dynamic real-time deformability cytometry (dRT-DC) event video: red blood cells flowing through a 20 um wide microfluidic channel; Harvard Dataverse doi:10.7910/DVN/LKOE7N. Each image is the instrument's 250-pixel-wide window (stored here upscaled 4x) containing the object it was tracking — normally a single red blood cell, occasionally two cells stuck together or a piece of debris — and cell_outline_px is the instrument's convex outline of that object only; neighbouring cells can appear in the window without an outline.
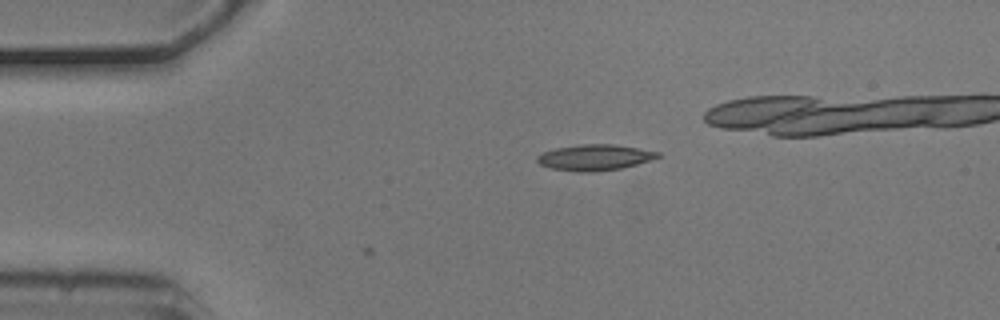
{"species": "common noctule bat (a hibernating species)", "species_latin": "Nyctalus noctula", "temperature_condition": "cold", "stored_images_in_passage": 5, "camera_frame_rate_fps": 3000, "um_per_image_px": 0.085, "animal": {"sex": "male", "body_mass_g": 20.5, "forearm_length_mm": 52.5}, "frame": {"image": 1, "passage_image": 3, "time_ms": 0.667, "image_size_px": [1000, 320], "cell_outline_px": [[660, 156], [636, 164], [620, 168], [592, 172], [576, 172], [552, 168], [540, 164], [536, 160], [536, 156], [544, 152], [556, 148], [580, 144], [612, 144], [660, 152]], "centroid_in_image_um": [50.51, 13.38], "position_along_channel_um": 34.5, "area_um2": 17.92}}